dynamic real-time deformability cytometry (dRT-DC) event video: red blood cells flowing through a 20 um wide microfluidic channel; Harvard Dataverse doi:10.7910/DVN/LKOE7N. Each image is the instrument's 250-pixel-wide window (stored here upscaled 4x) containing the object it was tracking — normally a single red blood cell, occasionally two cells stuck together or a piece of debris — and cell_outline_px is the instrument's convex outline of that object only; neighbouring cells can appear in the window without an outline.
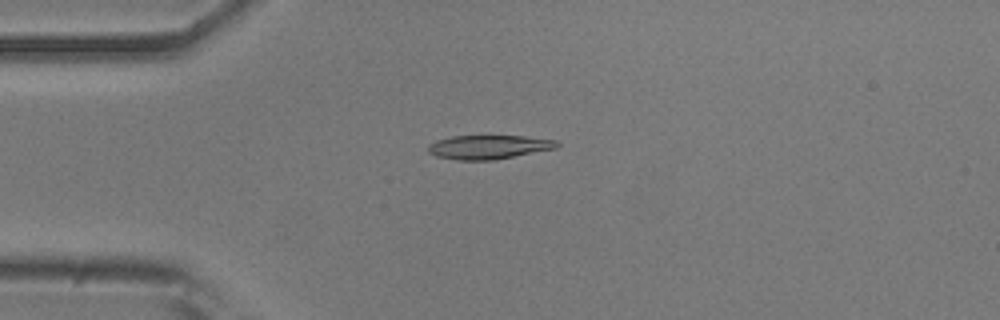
{"species": "common noctule bat (a hibernating species)", "species_latin": "Nyctalus noctula", "temperature_condition": "room temperature", "stored_images_in_passage": 53, "camera_frame_rate_fps": 3000, "um_per_image_px": 0.085, "animal": {"sex": "male", "body_mass_g": 20.5, "forearm_length_mm": 52.5}, "frame": {"image": 1, "passage_image": 13, "time_ms": 4.0, "image_size_px": [1000, 320], "cell_outline_px": [[560, 144], [556, 148], [492, 160], [456, 160], [436, 156], [428, 152], [428, 144], [436, 140], [452, 136], [524, 136], [560, 140]], "centroid_in_image_um": [41.53, 12.49], "position_along_channel_um": 43.5, "area_um2": 17.98}}
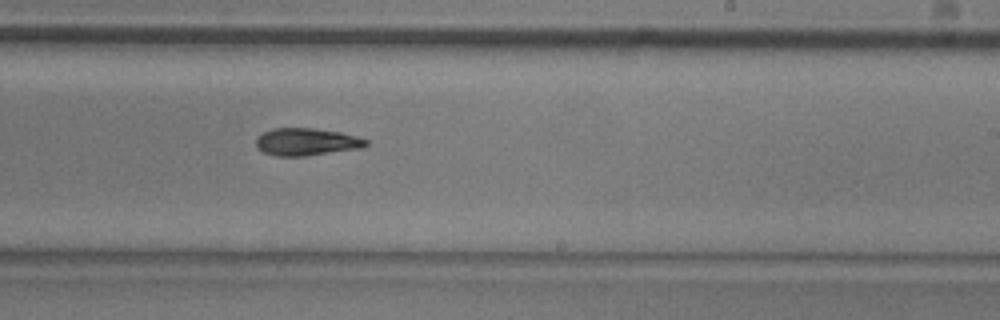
{"frame": {"image": 2, "passage_image": 32, "time_ms": 10.333, "image_size_px": [1000, 320], "cell_outline_px": [[368, 144], [364, 148], [304, 156], [276, 156], [264, 152], [256, 148], [256, 136], [272, 128], [316, 128], [340, 132], [356, 136], [368, 140]], "centroid_in_image_um": [26.05, 12.05], "position_along_channel_um": 262.9, "area_um2": 17.74}}
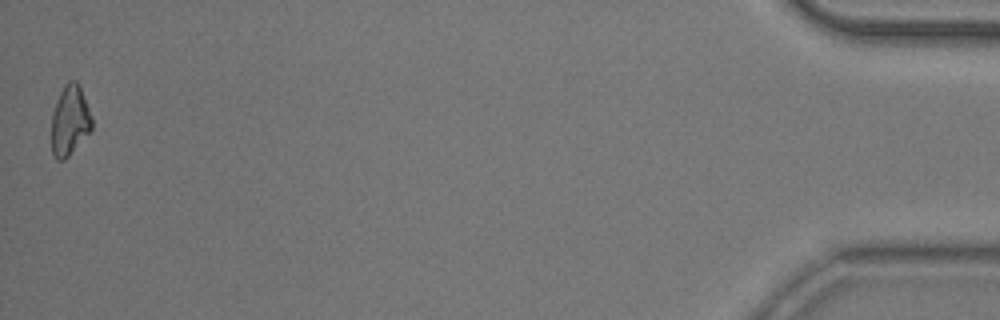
{"frame": {"image": 3, "passage_image": 53, "time_ms": 17.333, "image_size_px": [1000, 320], "cell_outline_px": [[92, 132], [64, 160], [56, 160], [52, 152], [52, 112], [56, 100], [64, 84], [68, 80], [76, 80], [80, 84], [92, 116]], "centroid_in_image_um": [5.96, 10.22], "position_along_channel_um": 429.2, "area_um2": 16.88}, "authors_computed_cell_mechanics": {"area_um2": 17.7446, "velocity_mm_per_s": 3.7486, "shape_relaxation_time_tau1_ms": 9.0359, "shape_relaxation_time_tau2_ms": null, "deformation_change_tau1": 0.2075, "deformation_change_tau2": null}}